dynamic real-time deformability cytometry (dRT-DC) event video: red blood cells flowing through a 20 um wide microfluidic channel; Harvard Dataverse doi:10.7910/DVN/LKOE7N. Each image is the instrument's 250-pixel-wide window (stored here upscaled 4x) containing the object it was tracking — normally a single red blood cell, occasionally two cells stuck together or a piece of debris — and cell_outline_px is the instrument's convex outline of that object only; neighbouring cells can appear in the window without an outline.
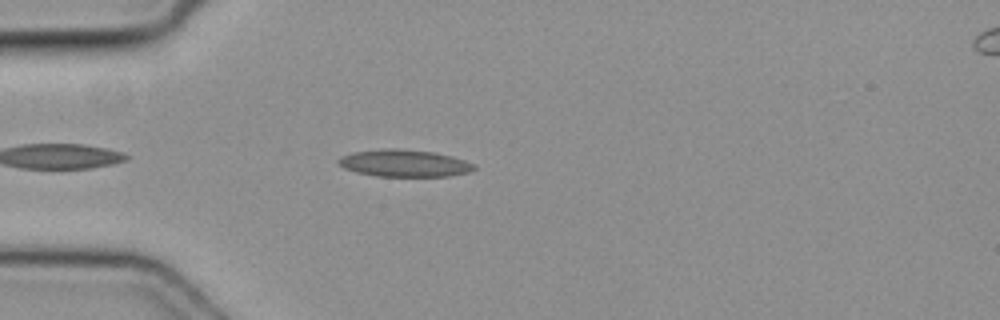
{"species": "common noctule bat (a hibernating species)", "species_latin": "Nyctalus noctula", "temperature_condition": "cold", "stored_images_in_passage": 39, "camera_frame_rate_fps": 3000, "um_per_image_px": 0.085, "animal": {"sex": "female", "body_mass_g": 19.3, "forearm_length_mm": 54.1}, "frame": {"image": 1, "passage_image": 4, "time_ms": 1.0, "image_size_px": [1000, 320], "cell_outline_px": [[476, 168], [468, 172], [448, 176], [376, 176], [356, 172], [344, 168], [336, 164], [336, 160], [340, 156], [352, 152], [388, 148], [396, 148], [432, 152], [452, 156], [476, 164]], "centroid_in_image_um": [34.32, 13.87], "position_along_channel_um": 50.7, "area_um2": 21.5}}
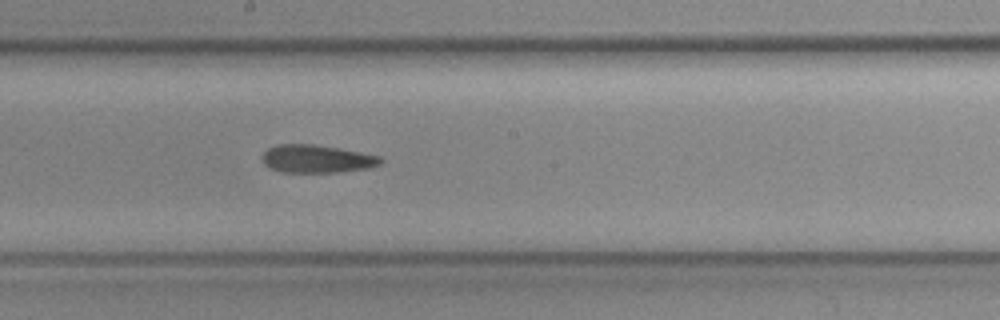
{"frame": {"image": 2, "passage_image": 17, "time_ms": 5.333, "image_size_px": [1000, 320], "cell_outline_px": [[384, 160], [380, 164], [372, 168], [336, 172], [280, 172], [264, 164], [264, 152], [268, 148], [276, 144], [312, 144], [340, 148], [380, 156]], "centroid_in_image_um": [26.97, 13.5], "position_along_channel_um": 221.2, "area_um2": 19.25}}
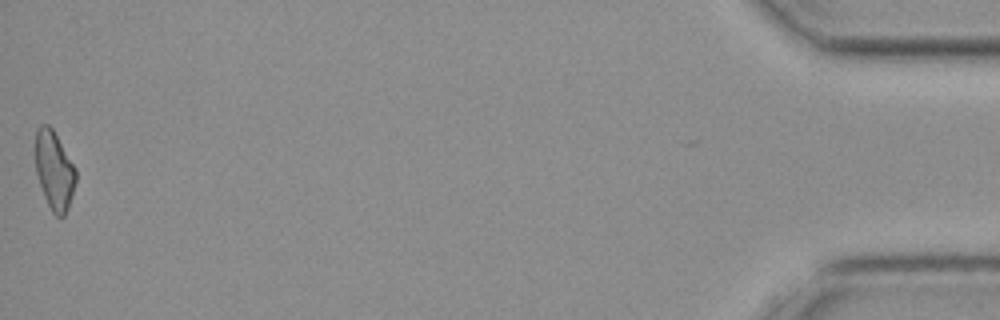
{"frame": {"image": 3, "passage_image": 39, "time_ms": 12.667, "image_size_px": [1000, 320], "cell_outline_px": [[76, 180], [68, 208], [64, 216], [56, 216], [52, 212], [44, 196], [36, 172], [36, 128], [40, 124], [48, 124], [52, 128], [76, 168]], "centroid_in_image_um": [4.61, 14.47], "position_along_channel_um": 430.6, "area_um2": 18.32}}